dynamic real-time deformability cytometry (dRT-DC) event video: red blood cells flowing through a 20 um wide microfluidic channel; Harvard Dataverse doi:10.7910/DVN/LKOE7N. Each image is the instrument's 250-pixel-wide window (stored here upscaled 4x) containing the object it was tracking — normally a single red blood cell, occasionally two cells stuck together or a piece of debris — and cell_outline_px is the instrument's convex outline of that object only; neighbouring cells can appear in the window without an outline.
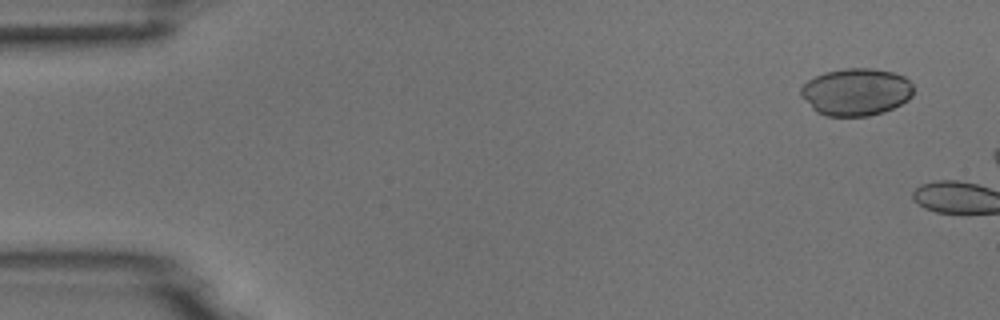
{"species": "common noctule bat (a hibernating species)", "species_latin": "Nyctalus noctula", "temperature_condition": "room temperature", "stored_images_in_passage": 2, "camera_frame_rate_fps": 3000, "um_per_image_px": 0.085, "animal": {"sex": "male", "body_mass_g": 18.8}, "frame": {"image": 1, "passage_image": 1, "time_ms": 0.0, "image_size_px": [1000, 320], "cell_outline_px": [[912, 96], [908, 100], [884, 112], [868, 116], [828, 116], [816, 112], [800, 96], [800, 88], [808, 80], [824, 72], [844, 68], [872, 68], [892, 72], [904, 76], [912, 84]], "centroid_in_image_um": [72.75, 7.81], "position_along_channel_um": 12.3, "area_um2": 31.15}}